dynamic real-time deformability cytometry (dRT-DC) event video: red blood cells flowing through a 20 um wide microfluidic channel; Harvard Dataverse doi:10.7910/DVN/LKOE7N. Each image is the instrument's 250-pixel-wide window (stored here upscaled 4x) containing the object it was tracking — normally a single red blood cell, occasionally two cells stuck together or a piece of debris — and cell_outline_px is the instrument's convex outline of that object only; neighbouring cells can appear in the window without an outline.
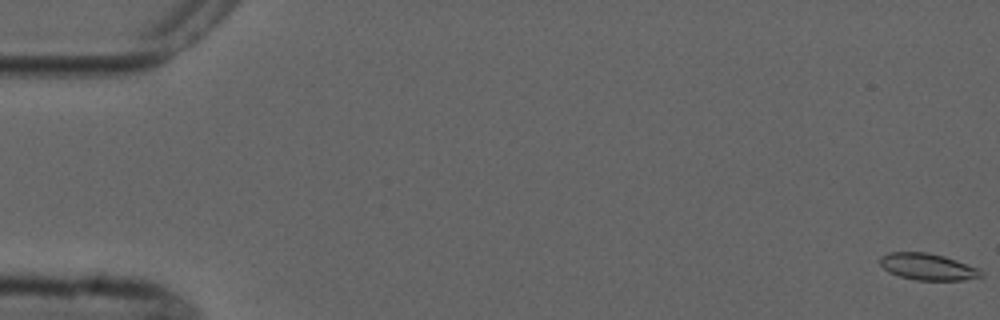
{"species": "common noctule bat (a hibernating species)", "species_latin": "Nyctalus noctula", "temperature_condition": "cold", "stored_images_in_passage": 5, "camera_frame_rate_fps": 3000, "um_per_image_px": 0.085, "animal": {"sex": "male", "forearm_length_mm": 52.5}, "frame": {"image": 1, "passage_image": 1, "time_ms": 0.0, "image_size_px": [1000, 320], "cell_outline_px": [[984, 276], [964, 280], [916, 280], [900, 276], [888, 272], [880, 264], [880, 256], [888, 252], [928, 252], [944, 256], [980, 268], [984, 272]], "centroid_in_image_um": [78.88, 22.67], "position_along_channel_um": 6.1, "area_um2": 15.84}}
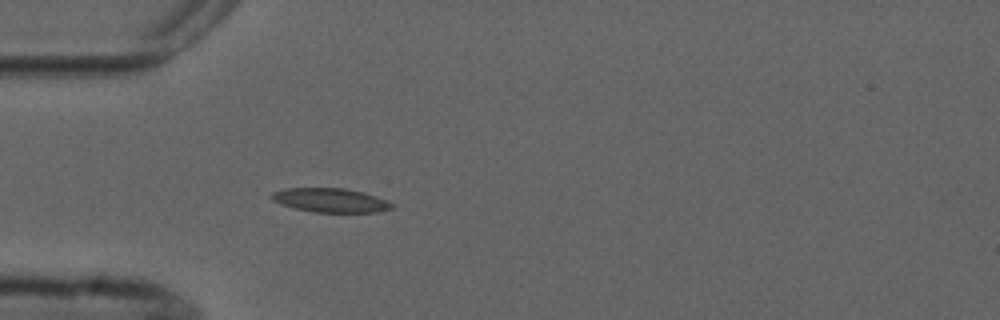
{"frame": {"image": 2, "passage_image": 5, "time_ms": 5.333, "image_size_px": [1000, 320], "cell_outline_px": [[396, 204], [392, 208], [376, 212], [316, 212], [296, 208], [280, 204], [272, 200], [272, 192], [284, 188], [344, 188], [364, 192], [376, 196]], "centroid_in_image_um": [28.11, 17.01], "position_along_channel_um": 56.9, "area_um2": 16.82}}